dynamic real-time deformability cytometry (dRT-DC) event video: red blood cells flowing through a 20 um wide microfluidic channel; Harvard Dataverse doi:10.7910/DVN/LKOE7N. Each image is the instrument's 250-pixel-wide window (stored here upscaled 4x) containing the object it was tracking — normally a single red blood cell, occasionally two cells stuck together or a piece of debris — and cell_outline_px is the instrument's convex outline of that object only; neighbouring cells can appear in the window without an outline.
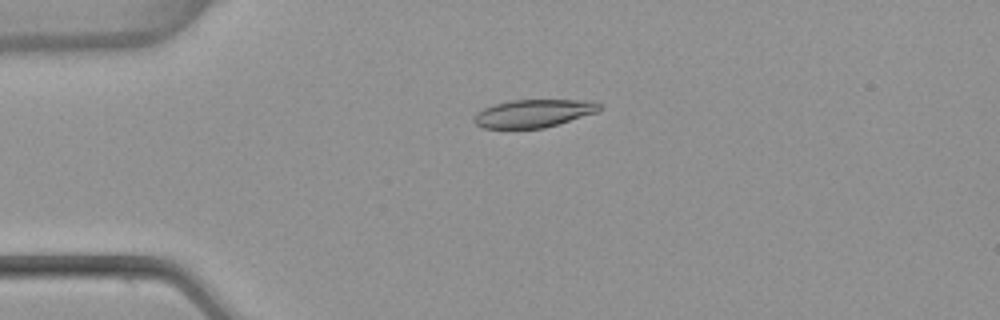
{"species": "common noctule bat (a hibernating species)", "species_latin": "Nyctalus noctula", "temperature_condition": "warm", "stored_images_in_passage": 5, "camera_frame_rate_fps": 3000, "um_per_image_px": 0.085, "animal": {"sex": "female", "body_mass_g": 22.7, "forearm_length_mm": 54.2}, "frame": {"image": 1, "passage_image": 4, "time_ms": 1.0, "image_size_px": [1000, 320], "cell_outline_px": [[604, 108], [596, 112], [544, 128], [484, 128], [476, 124], [472, 120], [476, 112], [484, 108], [496, 104], [512, 100], [596, 100], [604, 104]], "centroid_in_image_um": [45.4, 9.62], "position_along_channel_um": 39.6, "area_um2": 20.46}}